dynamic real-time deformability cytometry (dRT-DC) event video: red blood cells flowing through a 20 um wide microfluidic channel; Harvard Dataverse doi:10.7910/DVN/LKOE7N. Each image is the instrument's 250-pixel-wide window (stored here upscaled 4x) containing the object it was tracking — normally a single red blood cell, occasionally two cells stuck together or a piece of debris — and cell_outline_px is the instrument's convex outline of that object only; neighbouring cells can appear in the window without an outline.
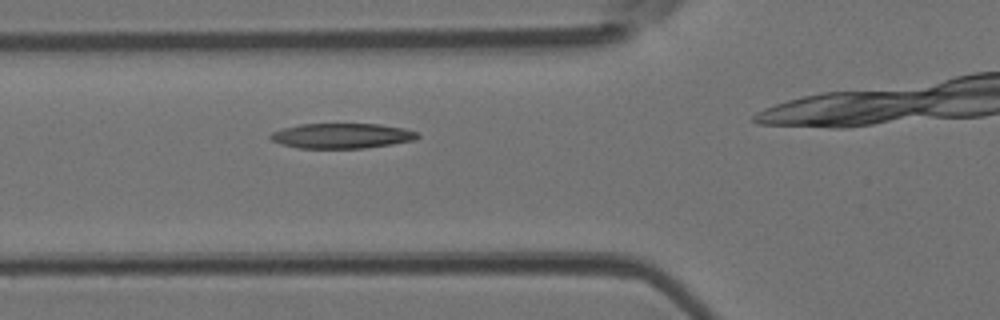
{"species": "Egyptian fruit bat (a non-hibernating species)", "species_latin": "Rousettus aegyptiacus", "temperature_condition": "room temperature", "stored_images_in_passage": 16, "camera_frame_rate_fps": 3000, "um_per_image_px": 0.085, "animal": {"sex": "female"}, "frame": {"image": 1, "passage_image": 12, "time_ms": 3.667, "image_size_px": [1000, 320], "cell_outline_px": [[420, 136], [416, 140], [392, 144], [364, 148], [300, 148], [280, 144], [272, 140], [268, 136], [272, 132], [284, 128], [300, 124], [380, 124], [404, 128], [416, 132]], "centroid_in_image_um": [29.06, 11.54], "position_along_channel_um": 96.7, "area_um2": 21.5}}